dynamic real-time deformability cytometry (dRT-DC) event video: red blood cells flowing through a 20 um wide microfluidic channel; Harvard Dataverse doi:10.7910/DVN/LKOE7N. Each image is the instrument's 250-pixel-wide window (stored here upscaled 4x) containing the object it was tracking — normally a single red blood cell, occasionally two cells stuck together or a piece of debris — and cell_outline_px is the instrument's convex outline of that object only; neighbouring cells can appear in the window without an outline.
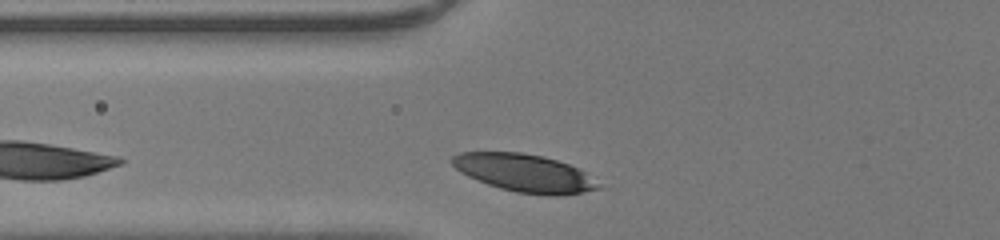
{"species": "human", "species_latin": "Homo sapiens", "temperature_condition": "room temperature", "stored_images_in_passage": 25, "camera_frame_rate_fps": 3000, "um_per_image_px": 0.085, "donor": {"sex": "male"}, "frame": {"image": 1, "passage_image": 2, "time_ms": 0.333, "image_size_px": [1000, 240], "cell_outline_px": [[604, 188], [556, 196], [548, 196], [516, 192], [500, 188], [488, 184], [468, 176], [460, 172], [452, 164], [452, 156], [460, 152], [520, 152], [540, 156], [556, 160], [568, 164], [584, 172], [600, 184]], "centroid_in_image_um": [44.57, 14.71], "position_along_channel_um": 81.2, "area_um2": 31.91}}
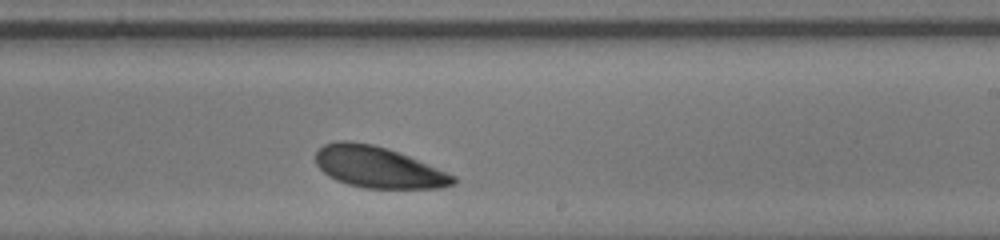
{"frame": {"image": 2, "passage_image": 15, "time_ms": 4.667, "image_size_px": [1000, 240], "cell_outline_px": [[456, 184], [444, 188], [364, 188], [348, 184], [336, 180], [328, 176], [316, 164], [316, 152], [324, 144], [336, 140], [348, 140], [372, 144], [408, 156], [456, 176]], "centroid_in_image_um": [32.13, 14.22], "position_along_channel_um": 256.9, "area_um2": 32.89}}
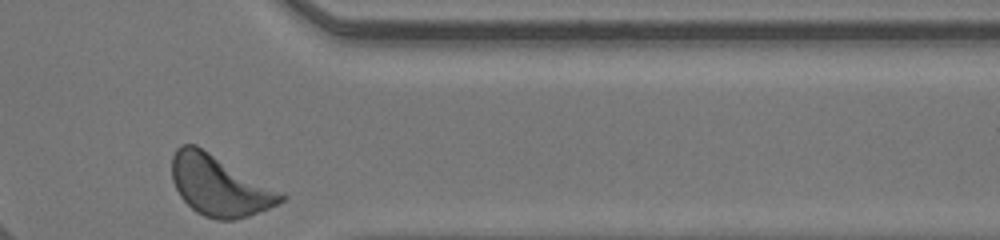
{"frame": {"image": 3, "passage_image": 25, "time_ms": 8.0, "image_size_px": [1000, 240], "cell_outline_px": [[288, 196], [284, 200], [268, 208], [248, 216], [232, 220], [216, 220], [204, 216], [196, 212], [180, 196], [172, 180], [172, 156], [176, 148], [180, 144], [196, 144], [284, 192]], "centroid_in_image_um": [18.66, 15.76], "position_along_channel_um": 392.7, "area_um2": 38.61}, "authors_computed_cell_mechanics": {"area_um2": 33.813, "velocity_mm_per_s": 4.1329, "shape_relaxation_time_tau1_ms": 1.0884, "shape_relaxation_time_tau2_ms": null, "deformation_change_tau1": 0.0908, "deformation_change_tau2": null}}